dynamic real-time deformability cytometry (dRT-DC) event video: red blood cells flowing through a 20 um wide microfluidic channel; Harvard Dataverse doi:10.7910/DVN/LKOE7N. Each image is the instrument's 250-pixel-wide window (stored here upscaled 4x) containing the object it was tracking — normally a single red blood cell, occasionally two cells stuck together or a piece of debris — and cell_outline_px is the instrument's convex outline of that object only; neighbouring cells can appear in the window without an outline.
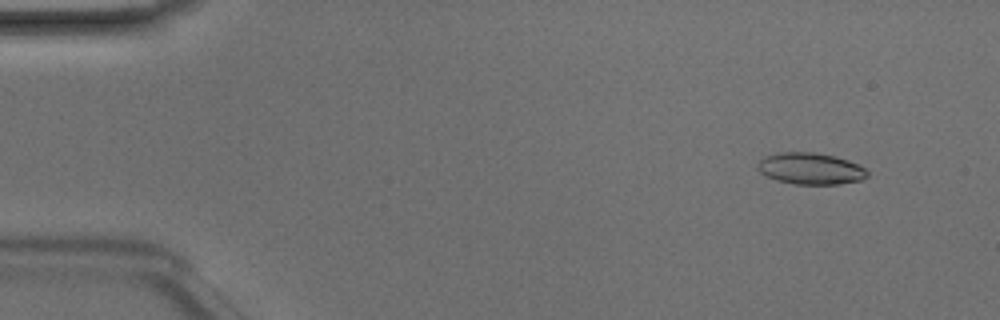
{"species": "Egyptian fruit bat (a non-hibernating species)", "species_latin": "Rousettus aegyptiacus", "temperature_condition": "room temperature", "stored_images_in_passage": 49, "camera_frame_rate_fps": 3000, "um_per_image_px": 0.085, "animal": {"sex": "male"}, "frame": {"image": 1, "passage_image": 5, "time_ms": 1.333, "image_size_px": [1000, 320], "cell_outline_px": [[868, 176], [860, 180], [840, 184], [792, 184], [776, 180], [764, 176], [756, 168], [756, 164], [764, 156], [776, 152], [812, 152], [836, 156], [848, 160], [864, 168], [868, 172]], "centroid_in_image_um": [68.84, 14.33], "position_along_channel_um": 16.2, "area_um2": 20.4}}
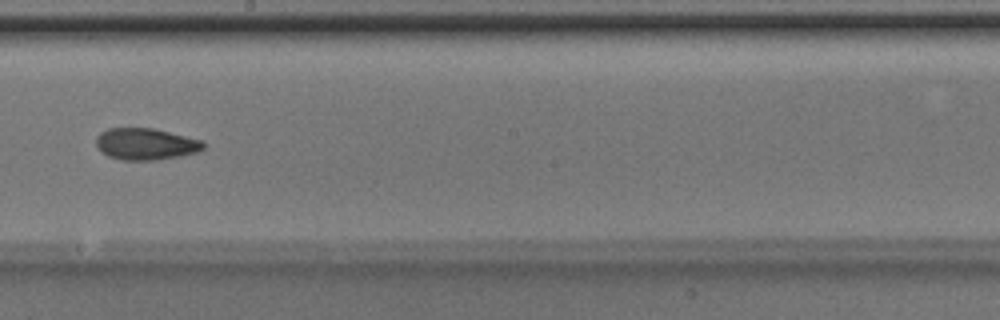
{"frame": {"image": 2, "passage_image": 28, "time_ms": 9.0, "image_size_px": [1000, 320], "cell_outline_px": [[204, 148], [196, 152], [180, 156], [156, 160], [120, 160], [108, 156], [100, 152], [96, 144], [96, 136], [100, 132], [108, 128], [152, 128], [204, 140]], "centroid_in_image_um": [12.36, 12.24], "position_along_channel_um": 235.8, "area_um2": 19.94}}
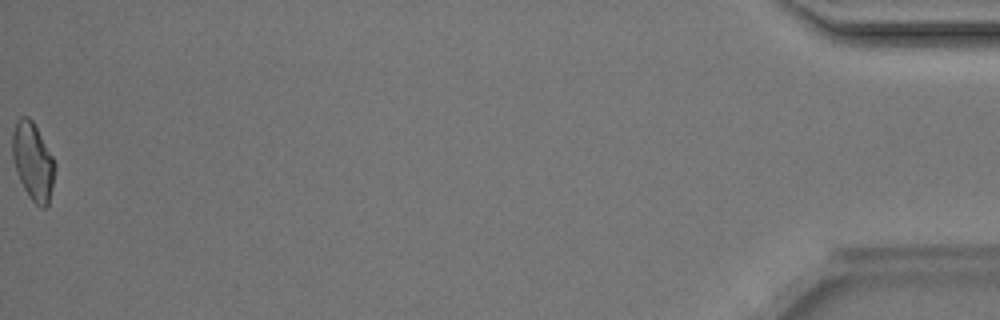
{"frame": {"image": 3, "passage_image": 49, "time_ms": 16.0, "image_size_px": [1000, 320], "cell_outline_px": [[56, 168], [48, 204], [44, 208], [40, 208], [32, 200], [24, 188], [16, 172], [12, 156], [12, 132], [16, 120], [20, 116], [28, 116], [32, 120], [52, 156], [56, 164]], "centroid_in_image_um": [2.79, 13.7], "position_along_channel_um": 432.4, "area_um2": 19.13}, "authors_computed_cell_mechanics": {"area_um2": 19.4786, "velocity_mm_per_s": 4.2373, "shape_relaxation_time_tau1_ms": 9.9325, "shape_relaxation_time_tau2_ms": 3.9045, "deformation_change_tau1": 0.2277, "deformation_change_tau2": 0.1137}}